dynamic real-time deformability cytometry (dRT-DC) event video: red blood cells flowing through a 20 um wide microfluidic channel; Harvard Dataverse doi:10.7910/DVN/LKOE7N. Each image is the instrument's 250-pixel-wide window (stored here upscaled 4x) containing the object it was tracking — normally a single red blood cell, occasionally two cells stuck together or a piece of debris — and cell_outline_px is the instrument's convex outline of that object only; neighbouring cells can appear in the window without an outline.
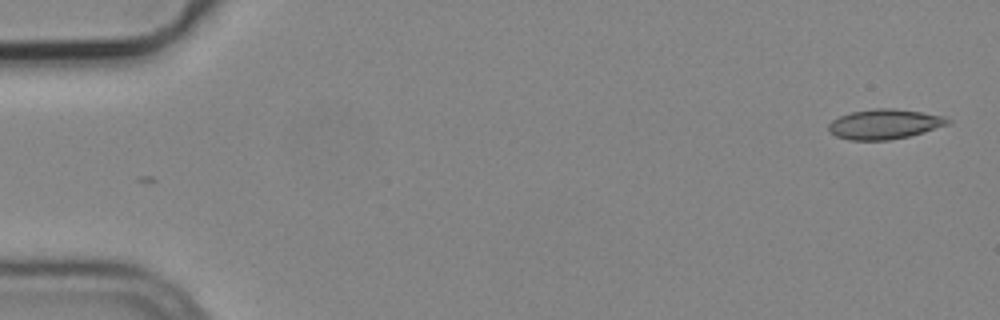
{"species": "common noctule bat (a hibernating species)", "species_latin": "Nyctalus noctula", "temperature_condition": "cold", "stored_images_in_passage": 5, "camera_frame_rate_fps": 3000, "um_per_image_px": 0.085, "animal": {"sex": "male", "body_mass_g": 19.2, "forearm_length_mm": 51.8}, "frame": {"image": 1, "passage_image": 1, "time_ms": 0.0, "image_size_px": [1000, 320], "cell_outline_px": [[952, 120], [948, 124], [924, 132], [908, 136], [888, 140], [848, 140], [836, 136], [828, 128], [828, 124], [832, 120], [840, 116], [852, 112], [872, 108], [892, 108], [920, 112], [944, 116]], "centroid_in_image_um": [75.18, 10.55], "position_along_channel_um": 9.8, "area_um2": 20.63}}
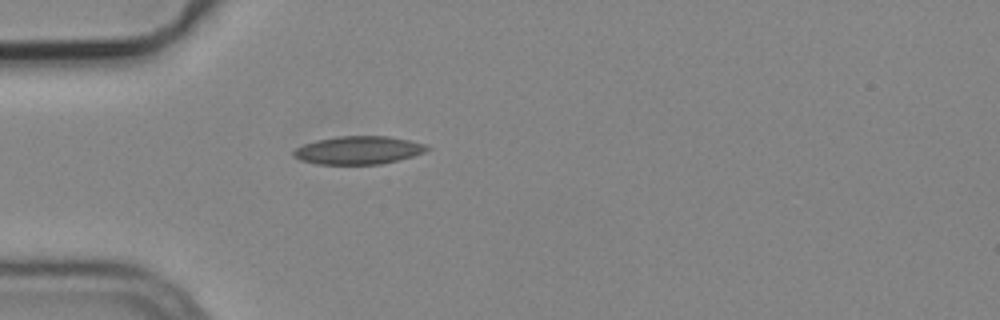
{"frame": {"image": 2, "passage_image": 5, "time_ms": 1.333, "image_size_px": [1000, 320], "cell_outline_px": [[432, 148], [424, 152], [412, 156], [380, 164], [316, 164], [300, 160], [292, 152], [296, 148], [304, 144], [316, 140], [336, 136], [388, 136], [408, 140], [424, 144]], "centroid_in_image_um": [30.45, 12.76], "position_along_channel_um": 54.5, "area_um2": 21.68}}